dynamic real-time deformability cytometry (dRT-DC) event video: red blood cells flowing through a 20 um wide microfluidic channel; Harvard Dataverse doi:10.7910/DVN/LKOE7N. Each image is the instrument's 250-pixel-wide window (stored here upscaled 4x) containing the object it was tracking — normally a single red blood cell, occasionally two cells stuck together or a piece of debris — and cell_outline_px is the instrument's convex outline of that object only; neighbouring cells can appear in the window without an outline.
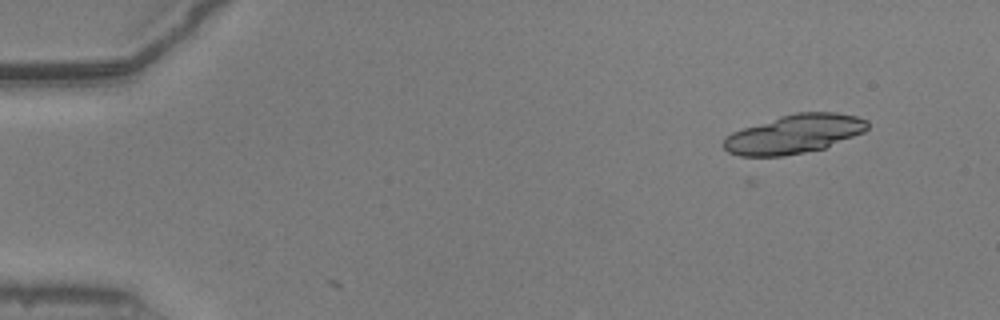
{"species": "common noctule bat (a hibernating species)", "species_latin": "Nyctalus noctula", "temperature_condition": "warm", "stored_images_in_passage": 17, "camera_frame_rate_fps": 3000, "um_per_image_px": 0.085, "animal": {"sex": "male", "body_mass_g": 20.5, "forearm_length_mm": 52.5}, "frame": {"image": 1, "passage_image": 1, "time_ms": 0.0, "image_size_px": [1000, 320], "cell_outline_px": [[868, 128], [864, 132], [824, 148], [784, 156], [748, 160], [728, 152], [720, 144], [732, 132], [780, 116], [796, 112], [836, 112], [856, 116], [868, 120]], "centroid_in_image_um": [67.44, 11.43], "position_along_channel_um": 17.6, "area_um2": 33.12}}